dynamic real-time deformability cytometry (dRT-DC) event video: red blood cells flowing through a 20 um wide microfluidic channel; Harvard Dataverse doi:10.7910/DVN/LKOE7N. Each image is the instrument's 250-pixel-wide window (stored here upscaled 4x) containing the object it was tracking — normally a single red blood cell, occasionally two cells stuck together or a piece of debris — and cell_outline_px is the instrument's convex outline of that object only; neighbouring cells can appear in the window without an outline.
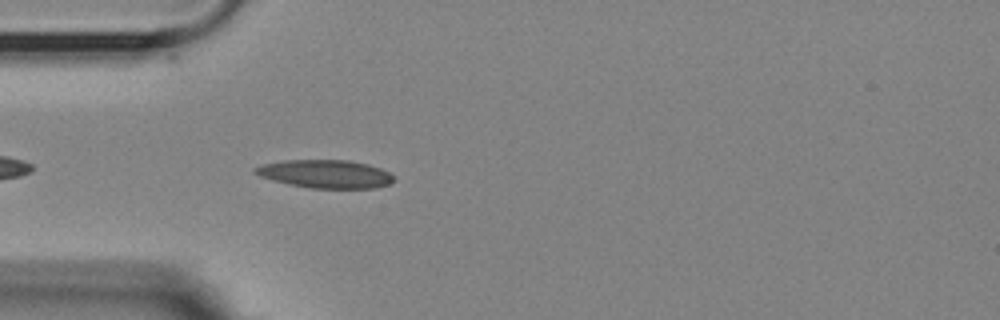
{"species": "Egyptian fruit bat (a non-hibernating species)", "species_latin": "Rousettus aegyptiacus", "temperature_condition": "room temperature", "stored_images_in_passage": 28, "camera_frame_rate_fps": 3000, "um_per_image_px": 0.085, "animal": {"sex": "female"}, "frame": {"image": 1, "passage_image": 4, "time_ms": 1.0, "image_size_px": [1000, 320], "cell_outline_px": [[396, 180], [388, 184], [376, 188], [308, 188], [288, 184], [272, 180], [260, 176], [252, 172], [252, 168], [260, 164], [284, 160], [348, 160], [368, 164], [380, 168], [388, 172]], "centroid_in_image_um": [27.61, 14.78], "position_along_channel_um": 57.4, "area_um2": 22.95}}
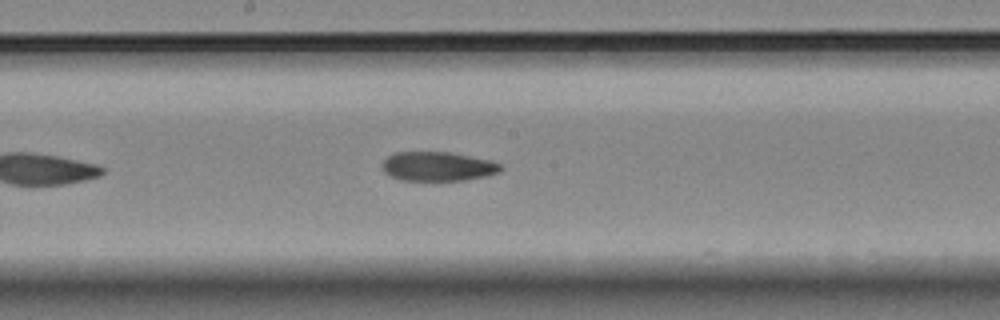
{"frame": {"image": 2, "passage_image": 17, "time_ms": 5.333, "image_size_px": [1000, 320], "cell_outline_px": [[500, 172], [488, 176], [464, 180], [400, 180], [384, 172], [380, 164], [388, 156], [396, 152], [448, 152], [492, 160], [500, 164]], "centroid_in_image_um": [37.2, 14.14], "position_along_channel_um": 211.0, "area_um2": 20.17}}
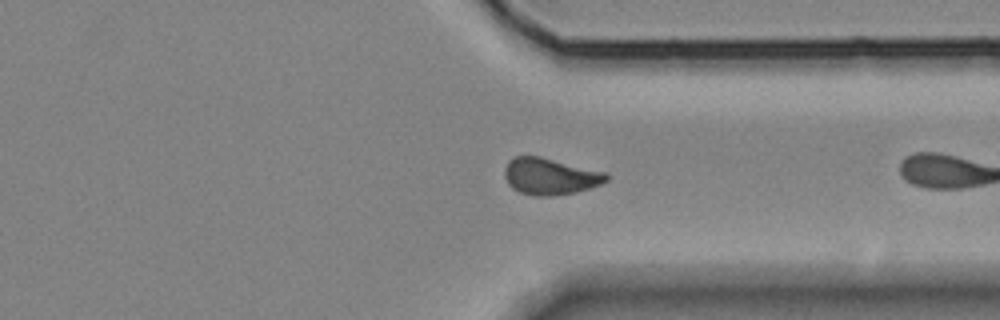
{"frame": {"image": 3, "passage_image": 27, "time_ms": 8.667, "image_size_px": [1000, 320], "cell_outline_px": [[608, 180], [600, 184], [576, 192], [548, 196], [536, 196], [520, 192], [512, 188], [508, 184], [504, 176], [504, 168], [508, 160], [516, 156], [540, 156], [608, 172]], "centroid_in_image_um": [46.75, 14.97], "position_along_channel_um": 364.7, "area_um2": 21.85}}